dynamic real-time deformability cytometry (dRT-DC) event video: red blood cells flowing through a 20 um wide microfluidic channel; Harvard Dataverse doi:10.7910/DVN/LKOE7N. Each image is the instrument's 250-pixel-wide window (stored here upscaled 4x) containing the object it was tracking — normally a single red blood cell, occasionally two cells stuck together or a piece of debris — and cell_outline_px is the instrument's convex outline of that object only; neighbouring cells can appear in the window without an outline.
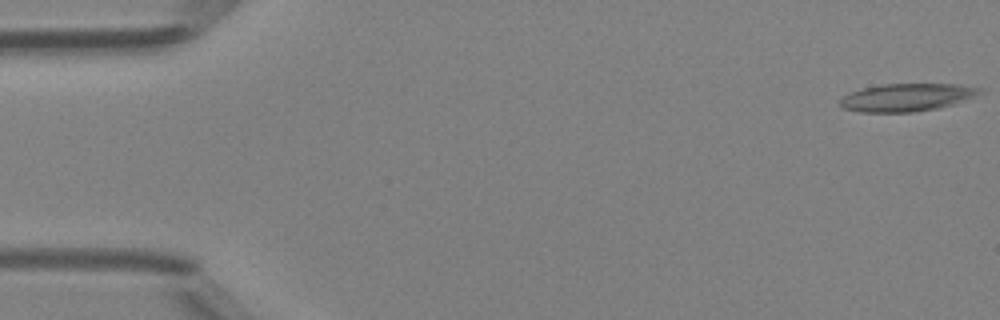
{"species": "Egyptian fruit bat (a non-hibernating species)", "species_latin": "Rousettus aegyptiacus", "temperature_condition": "room temperature", "stored_images_in_passage": 14, "camera_frame_rate_fps": 3000, "um_per_image_px": 0.085, "animal": {"sex": "female"}, "frame": {"image": 1, "passage_image": 1, "time_ms": 0.0, "image_size_px": [1000, 320], "cell_outline_px": [[980, 92], [952, 104], [936, 108], [912, 112], [860, 112], [844, 108], [840, 104], [840, 100], [844, 96], [852, 92], [864, 88], [880, 84], [956, 84], [980, 88]], "centroid_in_image_um": [77.0, 8.27], "position_along_channel_um": 8.0, "area_um2": 21.96}}